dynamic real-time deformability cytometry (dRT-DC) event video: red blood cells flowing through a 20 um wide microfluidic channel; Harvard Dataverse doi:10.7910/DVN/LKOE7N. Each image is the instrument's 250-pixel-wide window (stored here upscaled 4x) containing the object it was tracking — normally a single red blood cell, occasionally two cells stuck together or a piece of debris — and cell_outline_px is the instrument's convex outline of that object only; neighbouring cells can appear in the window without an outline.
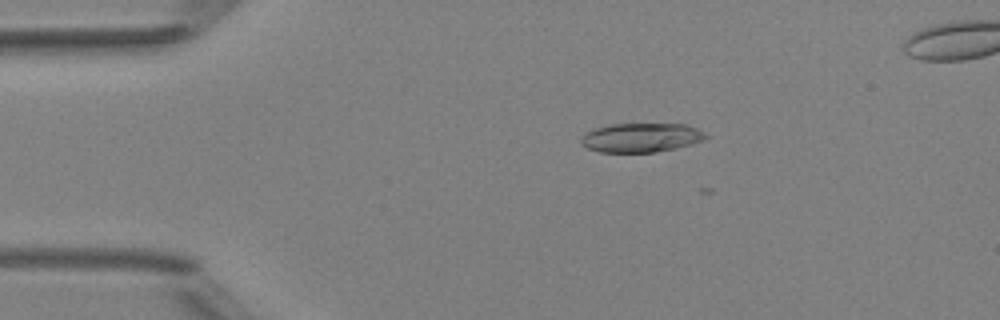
{"species": "Egyptian fruit bat (a non-hibernating species)", "species_latin": "Rousettus aegyptiacus", "temperature_condition": "room temperature", "stored_images_in_passage": 6, "camera_frame_rate_fps": 3000, "um_per_image_px": 0.085, "animal": {"sex": "female"}, "frame": {"image": 1, "passage_image": 3, "time_ms": 2.333, "image_size_px": [1000, 320], "cell_outline_px": [[708, 136], [704, 140], [692, 144], [676, 148], [656, 152], [600, 152], [588, 148], [580, 144], [580, 136], [584, 132], [592, 128], [612, 124], [684, 124], [696, 128], [704, 132]], "centroid_in_image_um": [54.45, 11.69], "position_along_channel_um": 30.6, "area_um2": 21.39}}
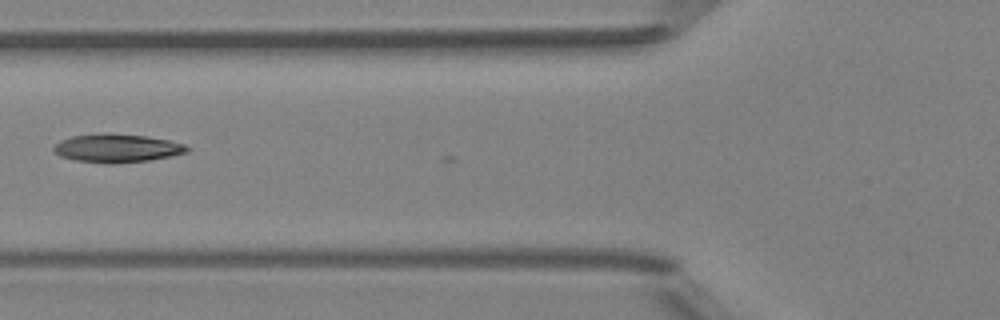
{"frame": {"image": 2, "passage_image": 6, "time_ms": 5.667, "image_size_px": [1000, 320], "cell_outline_px": [[192, 148], [188, 152], [172, 156], [148, 160], [112, 164], [108, 164], [76, 160], [60, 156], [52, 148], [60, 140], [72, 136], [104, 132], [144, 136], [168, 140], [184, 144]], "centroid_in_image_um": [9.96, 12.59], "position_along_channel_um": 115.8, "area_um2": 22.14}}